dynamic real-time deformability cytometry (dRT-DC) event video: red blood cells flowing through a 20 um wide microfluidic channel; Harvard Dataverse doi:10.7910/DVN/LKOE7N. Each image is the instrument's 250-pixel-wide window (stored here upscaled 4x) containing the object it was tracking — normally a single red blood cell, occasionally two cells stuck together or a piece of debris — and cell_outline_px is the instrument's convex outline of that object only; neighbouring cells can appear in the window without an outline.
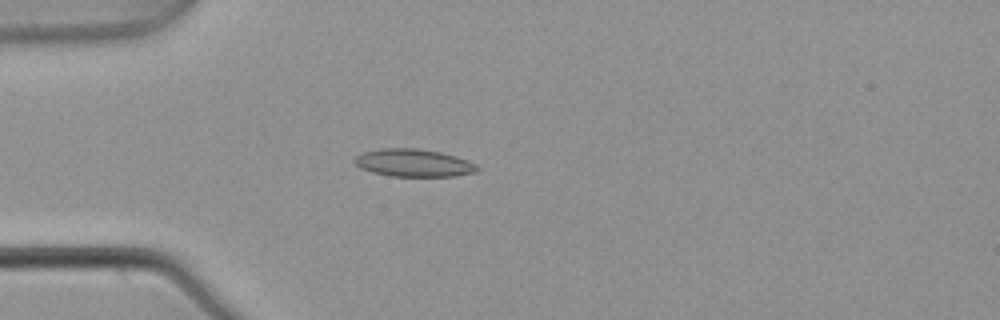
{"species": "common noctule bat (a hibernating species)", "species_latin": "Nyctalus noctula", "temperature_condition": "warm", "stored_images_in_passage": 4, "camera_frame_rate_fps": 3000, "um_per_image_px": 0.085, "animal": {"sex": "male", "body_mass_g": 21.5, "forearm_length_mm": 52.0}, "frame": {"image": 1, "passage_image": 4, "time_ms": 1.0, "image_size_px": [1000, 320], "cell_outline_px": [[480, 168], [476, 172], [456, 176], [392, 176], [372, 172], [360, 168], [352, 160], [356, 156], [364, 152], [384, 148], [416, 148], [440, 152], [456, 156], [468, 160], [476, 164]], "centroid_in_image_um": [35.18, 13.85], "position_along_channel_um": 49.8, "area_um2": 19.77}}